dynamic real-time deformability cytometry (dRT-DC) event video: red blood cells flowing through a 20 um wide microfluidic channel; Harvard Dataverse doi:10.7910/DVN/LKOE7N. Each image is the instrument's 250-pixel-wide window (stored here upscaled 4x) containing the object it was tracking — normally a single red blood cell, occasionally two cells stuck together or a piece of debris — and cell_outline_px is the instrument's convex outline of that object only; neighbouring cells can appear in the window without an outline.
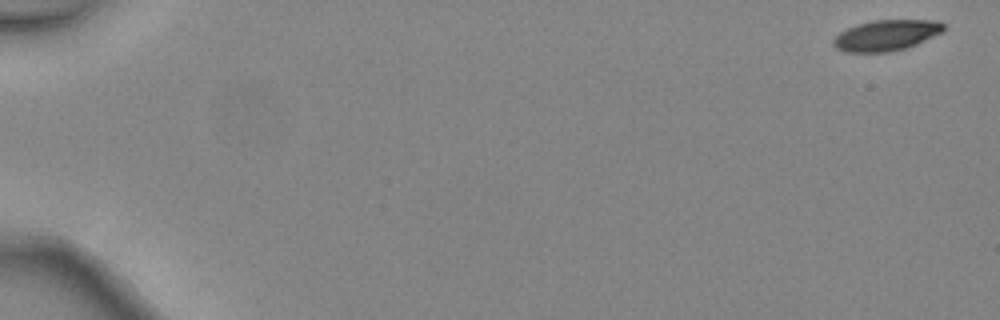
{"species": "common noctule bat (a hibernating species)", "species_latin": "Nyctalus noctula", "temperature_condition": "warm", "stored_images_in_passage": 4, "camera_frame_rate_fps": 3000, "um_per_image_px": 0.085, "animal": {"sex": "female", "body_mass_g": 24.6, "forearm_length_mm": 56.2}, "frame": {"image": 1, "passage_image": 1, "time_ms": 0.0, "image_size_px": [1000, 320], "cell_outline_px": [[944, 32], [916, 44], [904, 48], [888, 52], [844, 52], [836, 48], [832, 44], [832, 40], [840, 32], [856, 24], [872, 20], [940, 20], [944, 24]], "centroid_in_image_um": [75.33, 2.99], "position_along_channel_um": 9.7, "area_um2": 19.88}}
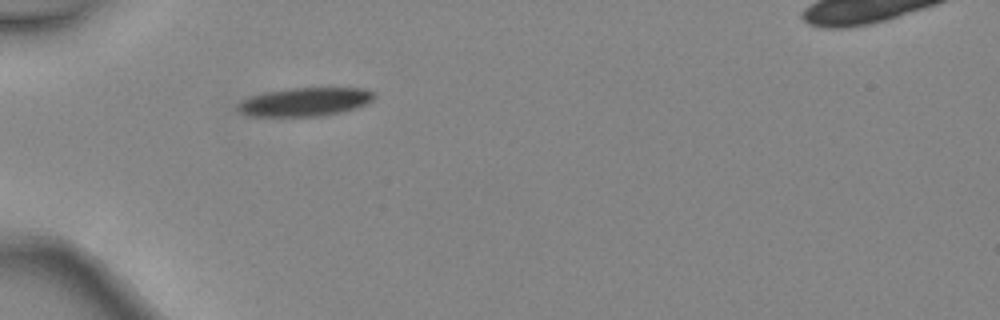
{"frame": {"image": 2, "passage_image": 3, "time_ms": 0.667, "image_size_px": [1000, 320], "cell_outline_px": [[376, 96], [372, 100], [356, 108], [340, 112], [320, 116], [244, 116], [236, 108], [236, 104], [240, 100], [252, 96], [268, 92], [288, 88], [364, 88], [372, 92]], "centroid_in_image_um": [25.87, 8.66], "position_along_channel_um": 59.1, "area_um2": 22.66}}